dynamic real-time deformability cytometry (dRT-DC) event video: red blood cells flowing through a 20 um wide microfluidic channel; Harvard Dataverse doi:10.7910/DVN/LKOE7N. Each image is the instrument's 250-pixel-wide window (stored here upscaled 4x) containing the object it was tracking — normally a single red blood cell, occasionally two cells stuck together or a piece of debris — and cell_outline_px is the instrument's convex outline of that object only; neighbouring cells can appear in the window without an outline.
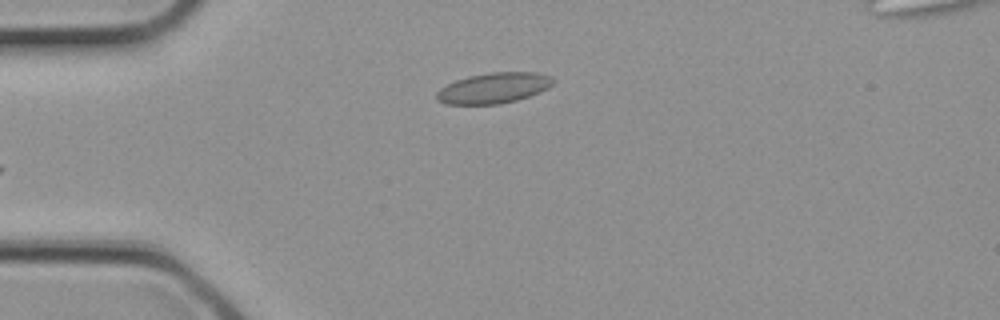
{"species": "common noctule bat (a hibernating species)", "species_latin": "Nyctalus noctula", "temperature_condition": "cold", "stored_images_in_passage": 2, "camera_frame_rate_fps": 3000, "um_per_image_px": 0.085, "animal": {"sex": "female", "body_mass_g": 21.9}, "frame": {"image": 1, "passage_image": 2, "time_ms": 0.333, "image_size_px": [1000, 320], "cell_outline_px": [[556, 80], [548, 88], [540, 92], [516, 100], [500, 104], [444, 104], [436, 100], [436, 92], [440, 88], [456, 80], [468, 76], [492, 72], [536, 72], [552, 76]], "centroid_in_image_um": [41.97, 7.48], "position_along_channel_um": 43.0, "area_um2": 20.87}}